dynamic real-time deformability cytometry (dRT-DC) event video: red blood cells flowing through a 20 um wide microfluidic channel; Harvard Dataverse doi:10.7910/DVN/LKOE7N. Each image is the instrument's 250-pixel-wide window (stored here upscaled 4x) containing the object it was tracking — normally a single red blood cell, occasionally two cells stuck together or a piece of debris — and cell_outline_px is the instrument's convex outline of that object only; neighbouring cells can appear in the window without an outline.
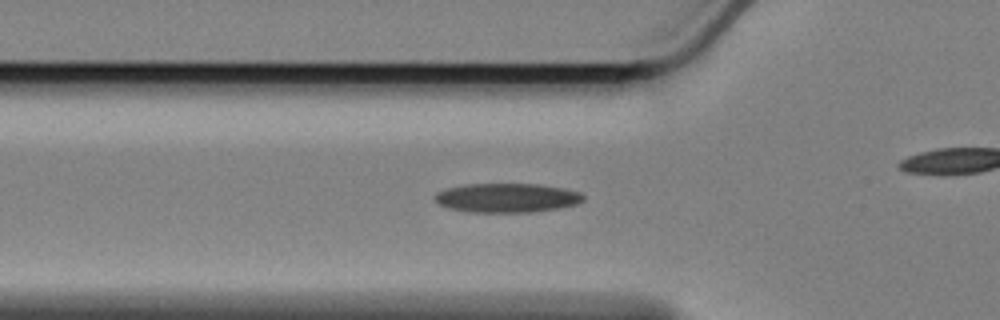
{"species": "Egyptian fruit bat (a non-hibernating species)", "species_latin": "Rousettus aegyptiacus", "temperature_condition": "cold", "stored_images_in_passage": 39, "camera_frame_rate_fps": 3000, "um_per_image_px": 0.085, "animal": {"sex": "female"}, "frame": {"image": 1, "passage_image": 2, "time_ms": 0.333, "image_size_px": [1000, 320], "cell_outline_px": [[584, 200], [576, 204], [560, 208], [532, 212], [468, 212], [448, 208], [436, 204], [432, 200], [436, 192], [448, 188], [468, 184], [536, 184], [564, 188], [580, 192], [584, 196]], "centroid_in_image_um": [43.05, 16.82], "position_along_channel_um": 82.8, "area_um2": 25.43}}
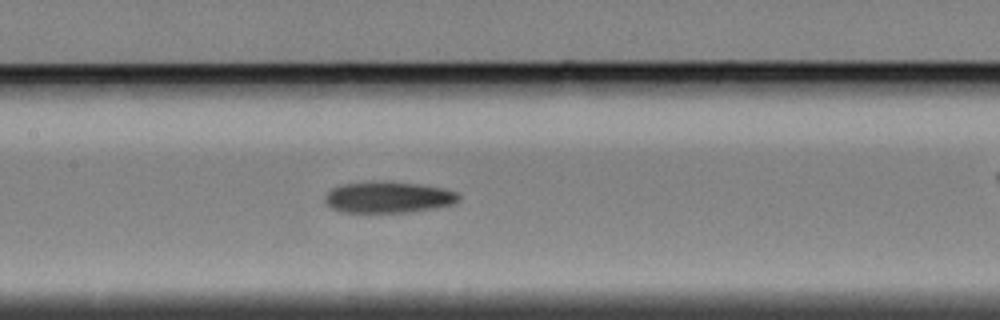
{"frame": {"image": 2, "passage_image": 10, "time_ms": 3.0, "image_size_px": [1000, 320], "cell_outline_px": [[460, 196], [452, 204], [436, 208], [408, 212], [340, 212], [332, 208], [324, 200], [324, 196], [332, 188], [340, 184], [368, 180], [384, 180], [420, 184], [444, 188], [456, 192]], "centroid_in_image_um": [32.96, 16.74], "position_along_channel_um": 174.4, "area_um2": 24.8}}
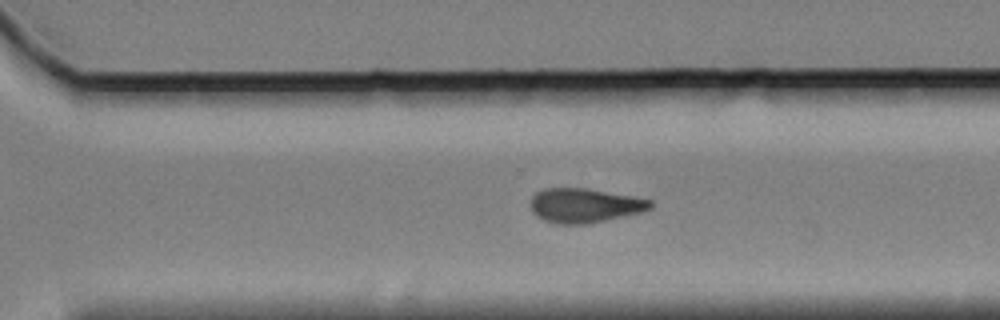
{"frame": {"image": 3, "passage_image": 23, "time_ms": 7.333, "image_size_px": [1000, 320], "cell_outline_px": [[652, 208], [644, 212], [588, 224], [556, 224], [544, 220], [536, 216], [532, 212], [532, 196], [536, 192], [544, 188], [584, 188], [652, 200]], "centroid_in_image_um": [49.69, 17.48], "position_along_channel_um": 320.9, "area_um2": 23.93}}